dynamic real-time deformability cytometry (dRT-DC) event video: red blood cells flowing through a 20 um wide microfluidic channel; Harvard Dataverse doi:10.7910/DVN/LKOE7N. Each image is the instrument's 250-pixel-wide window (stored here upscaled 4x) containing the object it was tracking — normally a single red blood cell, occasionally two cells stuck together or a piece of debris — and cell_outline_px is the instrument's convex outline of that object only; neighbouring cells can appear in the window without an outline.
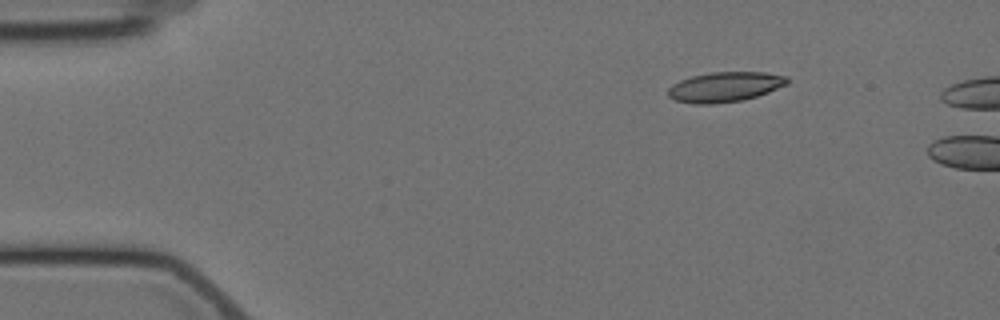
{"species": "Egyptian fruit bat (a non-hibernating species)", "species_latin": "Rousettus aegyptiacus", "temperature_condition": "cold", "stored_images_in_passage": 2, "camera_frame_rate_fps": 3000, "um_per_image_px": 0.085, "animal": {"sex": "female"}, "frame": {"image": 1, "passage_image": 2, "time_ms": 1.667, "image_size_px": [1000, 320], "cell_outline_px": [[788, 84], [768, 92], [744, 100], [712, 104], [692, 104], [676, 100], [668, 96], [668, 88], [672, 84], [680, 80], [692, 76], [712, 72], [764, 72], [788, 76]], "centroid_in_image_um": [61.62, 7.39], "position_along_channel_um": 23.4, "area_um2": 20.87}}